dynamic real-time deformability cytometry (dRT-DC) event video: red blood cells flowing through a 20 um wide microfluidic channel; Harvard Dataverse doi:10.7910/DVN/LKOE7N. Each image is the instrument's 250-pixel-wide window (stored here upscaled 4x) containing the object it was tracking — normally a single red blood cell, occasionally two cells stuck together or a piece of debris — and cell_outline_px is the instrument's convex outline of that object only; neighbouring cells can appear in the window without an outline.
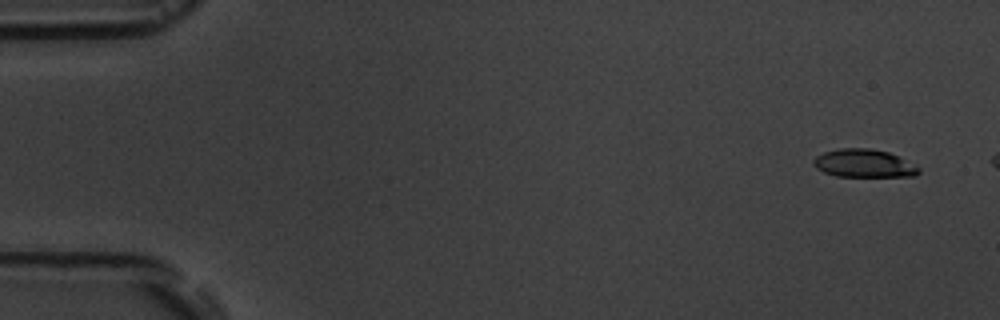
{"species": "common noctule bat (a hibernating species)", "species_latin": "Nyctalus noctula", "temperature_condition": "room temperature", "stored_images_in_passage": 3, "camera_frame_rate_fps": 3000, "um_per_image_px": 0.085, "animal": {"sex": "male", "body_mass_g": 19.5, "forearm_length_mm": 54.6}, "frame": {"image": 1, "passage_image": 1, "time_ms": 0.0, "image_size_px": [1000, 320], "cell_outline_px": [[920, 172], [916, 176], [836, 176], [824, 172], [816, 168], [812, 164], [812, 160], [816, 156], [824, 152], [836, 148], [868, 148], [888, 152], [920, 168]], "centroid_in_image_um": [73.38, 13.88], "position_along_channel_um": 11.6, "area_um2": 17.11}}